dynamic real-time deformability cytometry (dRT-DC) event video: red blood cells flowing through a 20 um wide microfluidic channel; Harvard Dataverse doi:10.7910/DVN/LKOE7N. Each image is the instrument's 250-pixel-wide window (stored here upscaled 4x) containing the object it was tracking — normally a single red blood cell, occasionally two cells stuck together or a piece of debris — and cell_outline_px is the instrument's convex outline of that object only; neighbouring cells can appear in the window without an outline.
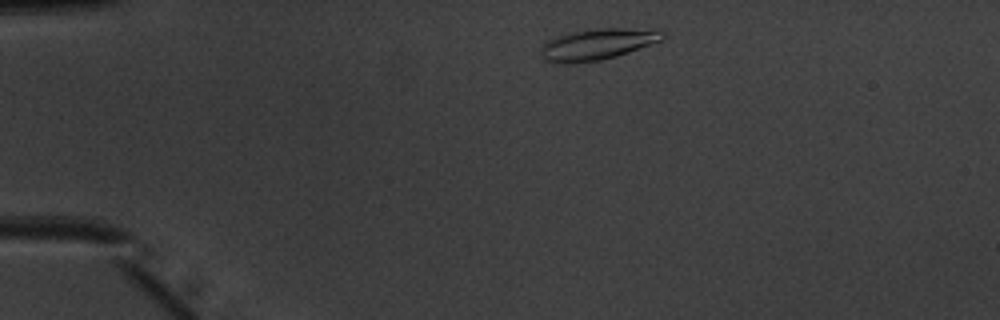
{"species": "common noctule bat (a hibernating species)", "species_latin": "Nyctalus noctula", "temperature_condition": "warm", "stored_images_in_passage": 43, "camera_frame_rate_fps": 3000, "um_per_image_px": 0.085, "animal": {"sex": "male", "body_mass_g": 20.1, "forearm_length_mm": 53.5}, "frame": {"image": 1, "passage_image": 3, "time_ms": 0.667, "image_size_px": [1000, 320], "cell_outline_px": [[664, 36], [660, 40], [652, 44], [616, 56], [600, 60], [544, 60], [540, 56], [540, 48], [548, 40], [560, 36], [576, 32], [600, 28], [656, 28], [664, 32]], "centroid_in_image_um": [50.9, 3.7], "position_along_channel_um": 34.1, "area_um2": 21.15}}
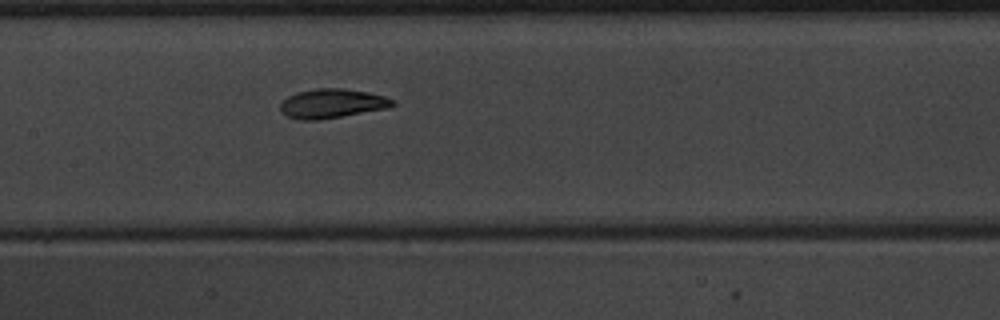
{"frame": {"image": 2, "passage_image": 18, "time_ms": 5.667, "image_size_px": [1000, 320], "cell_outline_px": [[396, 104], [392, 108], [316, 120], [296, 120], [288, 116], [280, 108], [280, 104], [288, 96], [296, 92], [316, 88], [344, 88], [368, 92], [384, 96], [396, 100]], "centroid_in_image_um": [28.28, 8.79], "position_along_channel_um": 179.1, "area_um2": 19.31}}
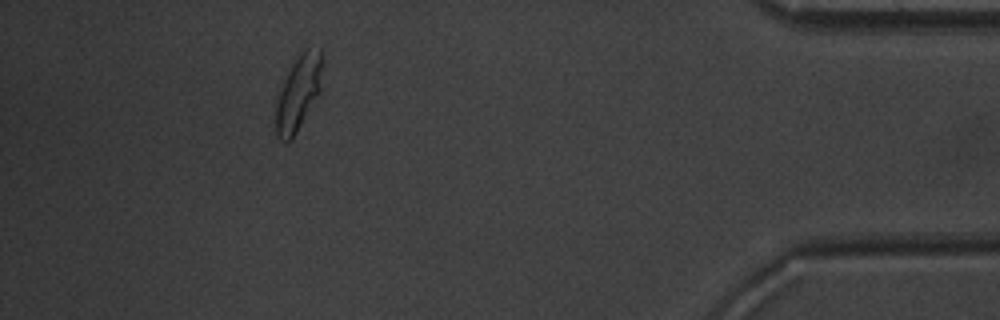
{"frame": {"image": 3, "passage_image": 39, "time_ms": 12.667, "image_size_px": [1000, 320], "cell_outline_px": [[320, 92], [292, 140], [280, 140], [276, 136], [276, 104], [284, 80], [292, 64], [304, 48], [320, 48]], "centroid_in_image_um": [25.34, 7.93], "position_along_channel_um": 409.9, "area_um2": 19.71}, "authors_computed_cell_mechanics": {"area_um2": 19.4786, "velocity_mm_per_s": 3.9812, "shape_relaxation_time_tau1_ms": 2.943, "shape_relaxation_time_tau2_ms": 1.2689, "deformation_change_tau1": 0.1408, "deformation_change_tau2": 0.0549}}